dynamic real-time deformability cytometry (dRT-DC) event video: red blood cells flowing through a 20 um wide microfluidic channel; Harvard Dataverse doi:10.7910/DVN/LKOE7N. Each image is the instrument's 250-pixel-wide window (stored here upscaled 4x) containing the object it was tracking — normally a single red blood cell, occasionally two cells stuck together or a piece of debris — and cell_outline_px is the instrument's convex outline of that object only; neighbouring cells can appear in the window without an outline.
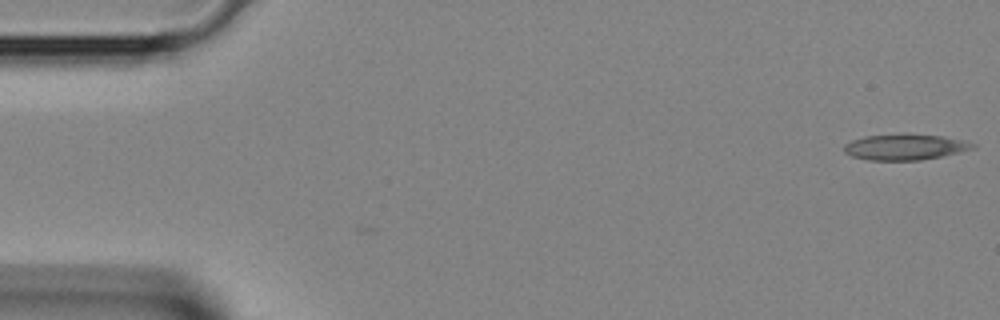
{"species": "Egyptian fruit bat (a non-hibernating species)", "species_latin": "Rousettus aegyptiacus", "temperature_condition": "room temperature", "stored_images_in_passage": 3, "camera_frame_rate_fps": 3000, "um_per_image_px": 0.085, "animal": {"sex": "female"}, "frame": {"image": 1, "passage_image": 1, "time_ms": 0.0, "image_size_px": [1000, 320], "cell_outline_px": [[976, 148], [960, 152], [920, 160], [868, 160], [852, 156], [844, 152], [844, 144], [852, 140], [864, 136], [900, 132], [908, 132], [944, 136], [976, 144]], "centroid_in_image_um": [76.9, 12.46], "position_along_channel_um": 8.1, "area_um2": 19.83}}